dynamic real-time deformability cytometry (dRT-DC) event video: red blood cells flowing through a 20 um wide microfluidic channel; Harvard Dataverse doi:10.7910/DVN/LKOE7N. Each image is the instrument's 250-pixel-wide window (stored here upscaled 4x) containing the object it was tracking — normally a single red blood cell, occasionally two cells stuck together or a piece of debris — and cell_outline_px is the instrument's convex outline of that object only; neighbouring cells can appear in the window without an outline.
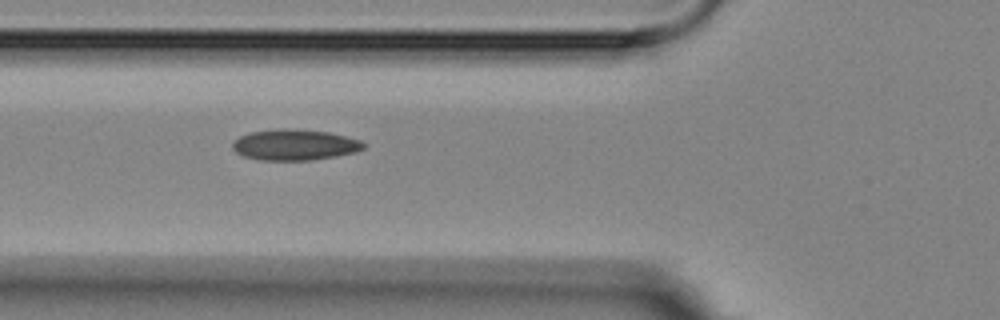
{"species": "Egyptian fruit bat (a non-hibernating species)", "species_latin": "Rousettus aegyptiacus", "temperature_condition": "room temperature", "stored_images_in_passage": 6, "camera_frame_rate_fps": 3000, "um_per_image_px": 0.085, "animal": {"sex": "female"}, "frame": {"image": 1, "passage_image": 4, "time_ms": 4.0, "image_size_px": [1000, 320], "cell_outline_px": [[364, 148], [356, 152], [312, 160], [260, 160], [244, 156], [236, 152], [232, 148], [232, 140], [240, 136], [252, 132], [284, 128], [292, 128], [328, 132], [360, 140], [364, 144]], "centroid_in_image_um": [25.02, 12.31], "position_along_channel_um": 100.8, "area_um2": 23.47}}
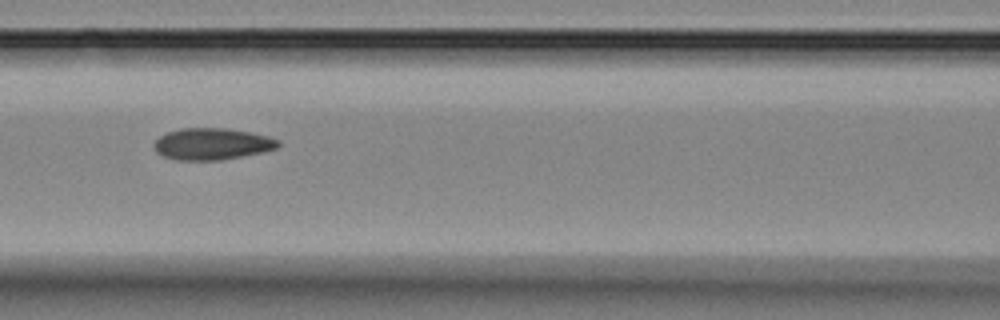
{"frame": {"image": 2, "passage_image": 5, "time_ms": 5.333, "image_size_px": [1000, 320], "cell_outline_px": [[280, 144], [276, 148], [260, 152], [220, 160], [176, 160], [164, 156], [156, 152], [152, 144], [160, 136], [168, 132], [180, 128], [228, 128], [268, 136], [276, 140]], "centroid_in_image_um": [17.96, 12.23], "position_along_channel_um": 148.6, "area_um2": 22.66}}
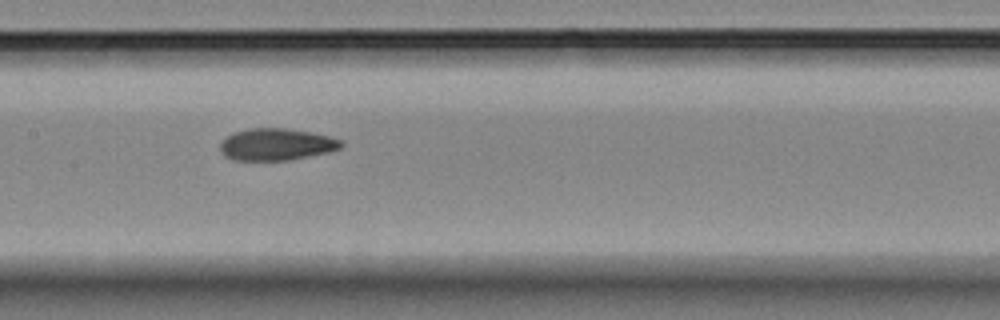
{"frame": {"image": 3, "passage_image": 6, "time_ms": 6.333, "image_size_px": [1000, 320], "cell_outline_px": [[344, 144], [340, 148], [328, 152], [288, 160], [232, 160], [224, 156], [220, 152], [220, 144], [232, 132], [252, 128], [284, 128], [308, 132], [328, 136], [344, 140]], "centroid_in_image_um": [23.48, 12.28], "position_along_channel_um": 183.9, "area_um2": 22.43}}